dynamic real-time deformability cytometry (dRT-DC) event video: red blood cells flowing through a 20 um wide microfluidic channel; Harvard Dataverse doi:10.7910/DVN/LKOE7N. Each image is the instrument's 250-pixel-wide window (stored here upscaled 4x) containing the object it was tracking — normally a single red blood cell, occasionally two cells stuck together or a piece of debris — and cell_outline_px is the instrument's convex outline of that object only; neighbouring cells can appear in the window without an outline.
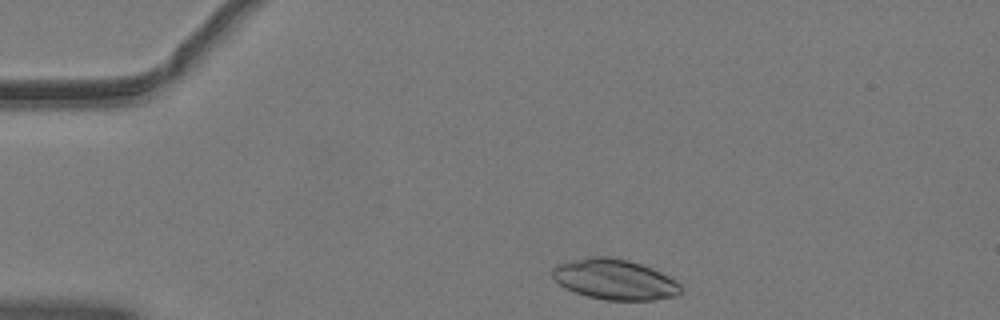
{"species": "common noctule bat (a hibernating species)", "species_latin": "Nyctalus noctula", "temperature_condition": "warm", "stored_images_in_passage": 40, "camera_frame_rate_fps": 3000, "um_per_image_px": 0.085, "animal": {"sex": "male", "body_mass_g": 19.2, "forearm_length_mm": 51.8}, "frame": {"image": 1, "passage_image": 1, "time_ms": 0.0, "image_size_px": [1000, 320], "cell_outline_px": [[680, 292], [676, 296], [652, 300], [604, 300], [588, 296], [576, 292], [560, 284], [552, 276], [552, 268], [556, 264], [588, 256], [608, 256], [628, 260], [652, 268], [676, 280], [680, 284]], "centroid_in_image_um": [52.24, 23.74], "position_along_channel_um": 32.8, "area_um2": 30.11}}
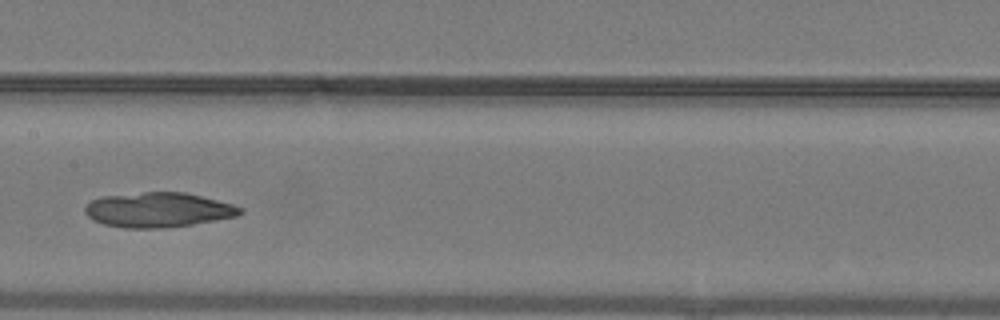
{"frame": {"image": 2, "passage_image": 17, "time_ms": 5.333, "image_size_px": [1000, 320], "cell_outline_px": [[244, 212], [236, 216], [192, 224], [156, 228], [124, 228], [104, 224], [92, 220], [84, 212], [84, 208], [88, 200], [104, 196], [144, 192], [184, 192], [232, 204], [244, 208]], "centroid_in_image_um": [13.4, 17.83], "position_along_channel_um": 194.0, "area_um2": 31.33}}
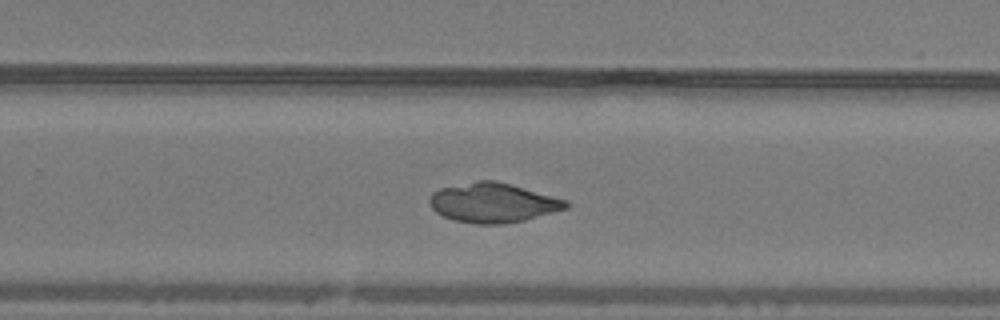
{"frame": {"image": 3, "passage_image": 24, "time_ms": 7.667, "image_size_px": [1000, 320], "cell_outline_px": [[568, 208], [524, 220], [504, 224], [476, 224], [456, 220], [444, 216], [436, 212], [432, 208], [428, 200], [432, 192], [440, 188], [476, 180], [496, 180], [568, 200]], "centroid_in_image_um": [41.89, 17.22], "position_along_channel_um": 287.9, "area_um2": 31.39}}